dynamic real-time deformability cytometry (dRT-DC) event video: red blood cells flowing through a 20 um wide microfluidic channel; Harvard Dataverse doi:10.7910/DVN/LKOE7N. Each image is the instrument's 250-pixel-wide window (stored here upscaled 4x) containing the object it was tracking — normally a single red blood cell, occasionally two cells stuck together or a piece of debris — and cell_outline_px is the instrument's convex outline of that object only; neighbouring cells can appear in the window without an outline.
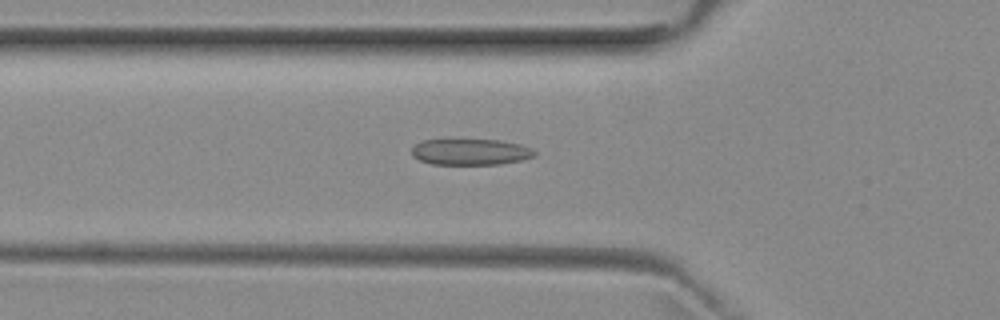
{"species": "common noctule bat (a hibernating species)", "species_latin": "Nyctalus noctula", "temperature_condition": "room temperature", "stored_images_in_passage": 47, "camera_frame_rate_fps": 3000, "um_per_image_px": 0.085, "animal": {"sex": "female", "body_mass_g": 29.2, "forearm_length_mm": 56.3}, "frame": {"image": 1, "passage_image": 13, "time_ms": 4.0, "image_size_px": [1000, 320], "cell_outline_px": [[536, 156], [520, 160], [500, 164], [432, 164], [420, 160], [412, 156], [412, 148], [416, 144], [424, 140], [500, 140], [520, 144], [532, 148], [536, 152]], "centroid_in_image_um": [40.02, 12.91], "position_along_channel_um": 85.8, "area_um2": 18.61}}
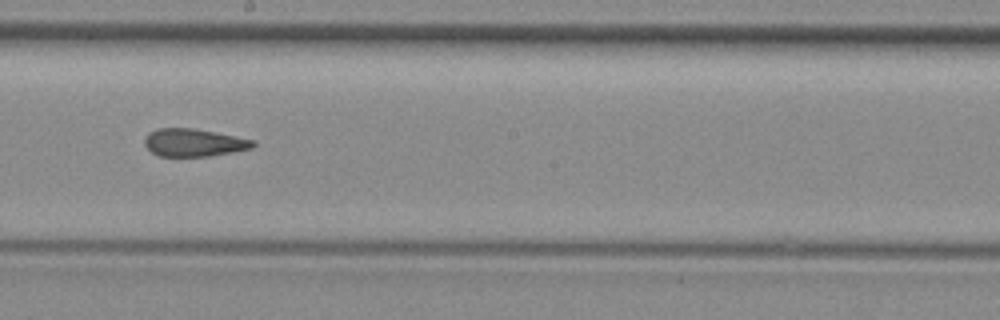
{"frame": {"image": 2, "passage_image": 24, "time_ms": 7.667, "image_size_px": [1000, 320], "cell_outline_px": [[256, 144], [252, 148], [232, 152], [208, 156], [160, 156], [152, 152], [144, 144], [144, 140], [148, 132], [156, 128], [192, 128], [216, 132], [256, 140]], "centroid_in_image_um": [16.48, 12.11], "position_along_channel_um": 231.7, "area_um2": 17.57}}
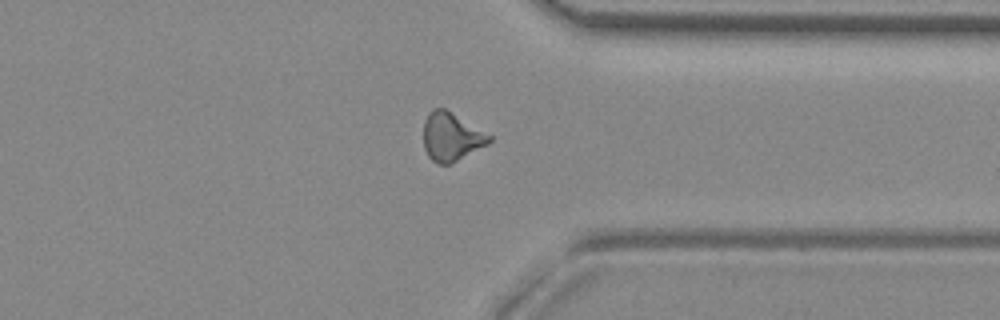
{"frame": {"image": 3, "passage_image": 35, "time_ms": 11.333, "image_size_px": [1000, 320], "cell_outline_px": [[492, 140], [488, 144], [452, 164], [436, 164], [428, 156], [424, 148], [424, 120], [428, 112], [432, 108], [444, 108], [492, 136]], "centroid_in_image_um": [38.34, 11.64], "position_along_channel_um": 373.1, "area_um2": 18.55}}